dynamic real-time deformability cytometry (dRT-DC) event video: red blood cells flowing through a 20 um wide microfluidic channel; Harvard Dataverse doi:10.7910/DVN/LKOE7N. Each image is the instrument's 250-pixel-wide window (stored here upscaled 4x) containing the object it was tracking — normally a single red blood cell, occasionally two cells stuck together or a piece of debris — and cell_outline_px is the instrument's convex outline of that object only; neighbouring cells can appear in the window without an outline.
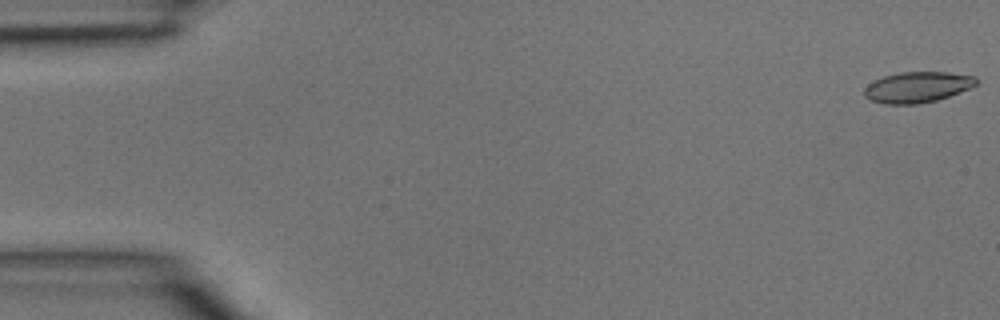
{"species": "common noctule bat (a hibernating species)", "species_latin": "Nyctalus noctula", "temperature_condition": "room temperature", "stored_images_in_passage": 3, "camera_frame_rate_fps": 3000, "um_per_image_px": 0.085, "animal": {"sex": "male", "body_mass_g": 15.6}, "frame": {"image": 1, "passage_image": 1, "time_ms": 0.0, "image_size_px": [1000, 320], "cell_outline_px": [[976, 84], [968, 88], [948, 96], [936, 100], [916, 104], [884, 104], [872, 100], [864, 96], [864, 88], [868, 84], [884, 76], [900, 72], [948, 72], [976, 76]], "centroid_in_image_um": [77.95, 7.4], "position_along_channel_um": 7.1, "area_um2": 19.83}}